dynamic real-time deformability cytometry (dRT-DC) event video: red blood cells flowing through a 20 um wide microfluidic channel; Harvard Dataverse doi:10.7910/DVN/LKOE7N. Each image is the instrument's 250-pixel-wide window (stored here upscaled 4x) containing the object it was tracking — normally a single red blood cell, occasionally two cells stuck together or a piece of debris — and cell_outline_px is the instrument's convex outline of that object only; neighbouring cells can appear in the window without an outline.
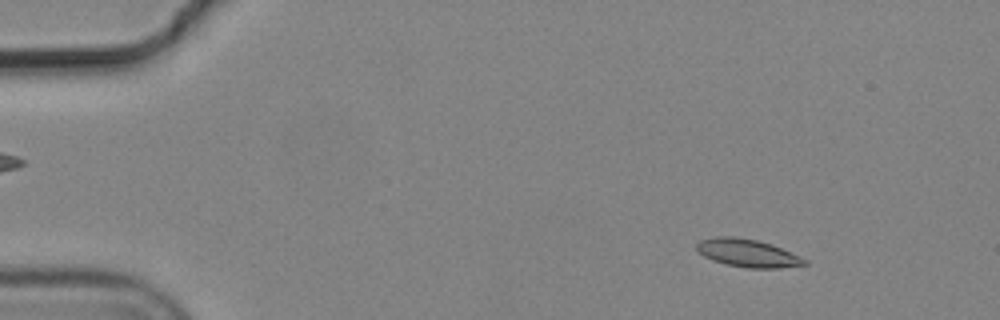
{"species": "common noctule bat (a hibernating species)", "species_latin": "Nyctalus noctula", "temperature_condition": "cold", "stored_images_in_passage": 6, "camera_frame_rate_fps": 3000, "um_per_image_px": 0.085, "animal": {"sex": "male", "body_mass_g": 19.2, "forearm_length_mm": 51.8}, "frame": {"image": 1, "passage_image": 2, "time_ms": 0.333, "image_size_px": [1000, 320], "cell_outline_px": [[808, 264], [780, 268], [748, 268], [728, 264], [712, 260], [704, 256], [696, 248], [696, 244], [700, 240], [716, 236], [736, 236], [756, 240], [772, 244], [800, 256], [808, 260]], "centroid_in_image_um": [63.56, 21.5], "position_along_channel_um": 21.4, "area_um2": 17.51}}
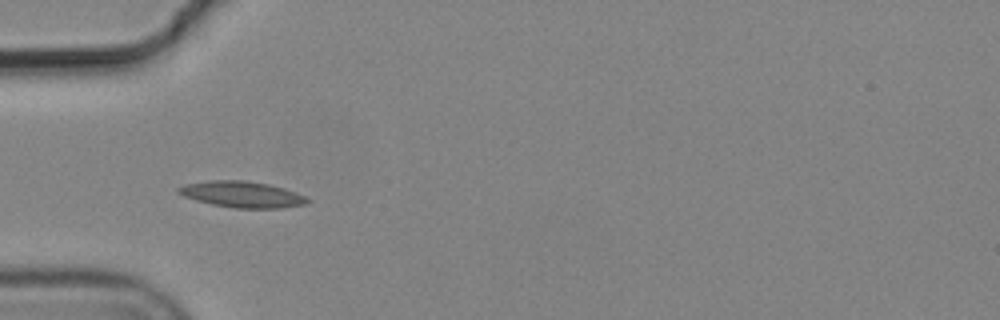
{"frame": {"image": 2, "passage_image": 5, "time_ms": 1.333, "image_size_px": [1000, 320], "cell_outline_px": [[308, 200], [304, 204], [280, 208], [232, 208], [212, 204], [196, 200], [184, 196], [176, 192], [176, 188], [184, 184], [208, 180], [244, 180], [268, 184], [284, 188], [304, 196]], "centroid_in_image_um": [20.49, 16.51], "position_along_channel_um": 64.5, "area_um2": 19.54}}
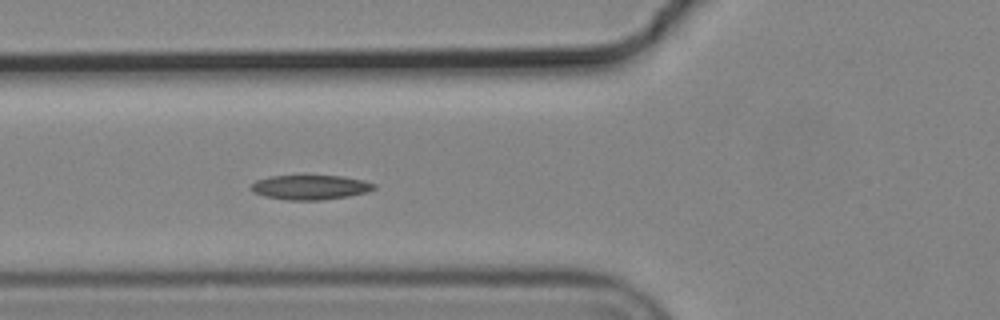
{"frame": {"image": 3, "passage_image": 6, "time_ms": 1.667, "image_size_px": [1000, 320], "cell_outline_px": [[376, 188], [368, 192], [348, 196], [320, 200], [284, 200], [264, 196], [252, 192], [252, 184], [256, 180], [272, 176], [344, 176], [364, 180], [376, 184]], "centroid_in_image_um": [26.4, 15.92], "position_along_channel_um": 99.4, "area_um2": 17.63}}